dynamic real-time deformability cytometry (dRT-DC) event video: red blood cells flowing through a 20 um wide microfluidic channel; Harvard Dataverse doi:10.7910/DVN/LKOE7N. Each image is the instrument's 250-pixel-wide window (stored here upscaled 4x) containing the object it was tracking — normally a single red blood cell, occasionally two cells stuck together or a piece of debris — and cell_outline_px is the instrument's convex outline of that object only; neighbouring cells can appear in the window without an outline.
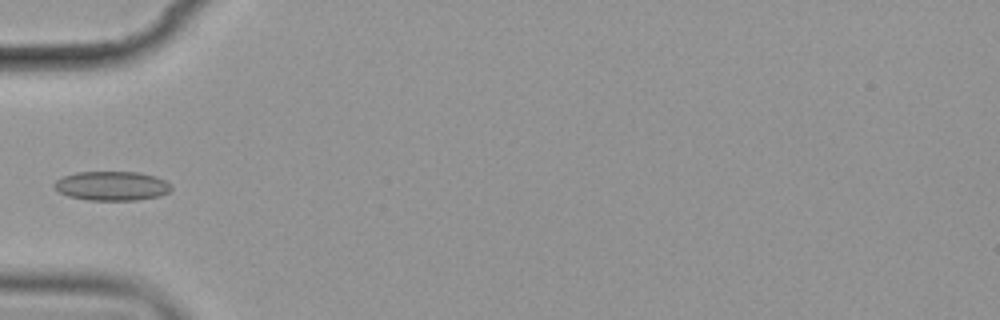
{"species": "common noctule bat (a hibernating species)", "species_latin": "Nyctalus noctula", "temperature_condition": "cold", "stored_images_in_passage": 1, "camera_frame_rate_fps": 3000, "um_per_image_px": 0.085, "animal": {"sex": "female", "body_mass_g": 19.9}, "frame": {"image": 1, "passage_image": 1, "time_ms": 0.0, "image_size_px": [1000, 320], "cell_outline_px": [[172, 188], [168, 192], [160, 196], [136, 200], [88, 200], [68, 196], [60, 192], [52, 184], [56, 180], [64, 176], [76, 172], [140, 172], [156, 176], [164, 180]], "centroid_in_image_um": [9.5, 15.8], "position_along_channel_um": 75.5, "area_um2": 19.88}}